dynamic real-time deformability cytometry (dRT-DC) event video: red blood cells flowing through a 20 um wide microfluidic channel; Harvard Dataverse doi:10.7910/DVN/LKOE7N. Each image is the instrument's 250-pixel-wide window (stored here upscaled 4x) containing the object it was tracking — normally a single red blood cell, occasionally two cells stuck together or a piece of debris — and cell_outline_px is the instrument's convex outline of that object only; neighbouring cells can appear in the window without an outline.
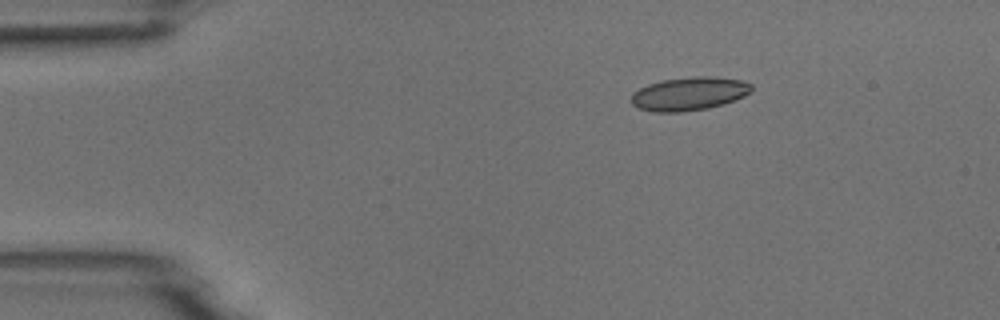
{"species": "common noctule bat (a hibernating species)", "species_latin": "Nyctalus noctula", "temperature_condition": "room temperature", "stored_images_in_passage": 3, "camera_frame_rate_fps": 3000, "um_per_image_px": 0.085, "animal": {"sex": "male", "body_mass_g": 18.8}, "frame": {"image": 1, "passage_image": 1, "time_ms": 0.0, "image_size_px": [1000, 320], "cell_outline_px": [[752, 92], [744, 96], [724, 104], [708, 108], [680, 112], [652, 112], [636, 108], [632, 104], [632, 92], [648, 84], [660, 80], [692, 76], [712, 76], [740, 80], [752, 84]], "centroid_in_image_um": [58.56, 7.96], "position_along_channel_um": 26.4, "area_um2": 23.64}}
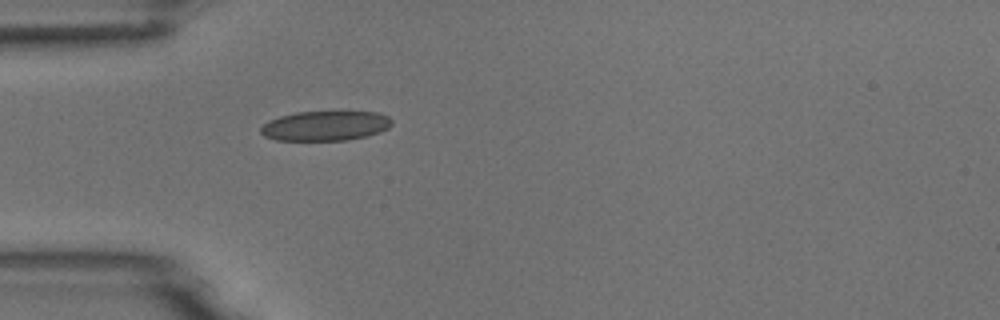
{"frame": {"image": 2, "passage_image": 3, "time_ms": 2.333, "image_size_px": [1000, 320], "cell_outline_px": [[392, 124], [388, 128], [380, 132], [368, 136], [348, 140], [276, 140], [264, 136], [260, 132], [260, 128], [268, 120], [280, 116], [296, 112], [376, 112], [388, 116], [392, 120]], "centroid_in_image_um": [27.65, 10.7], "position_along_channel_um": 57.3, "area_um2": 22.77}}